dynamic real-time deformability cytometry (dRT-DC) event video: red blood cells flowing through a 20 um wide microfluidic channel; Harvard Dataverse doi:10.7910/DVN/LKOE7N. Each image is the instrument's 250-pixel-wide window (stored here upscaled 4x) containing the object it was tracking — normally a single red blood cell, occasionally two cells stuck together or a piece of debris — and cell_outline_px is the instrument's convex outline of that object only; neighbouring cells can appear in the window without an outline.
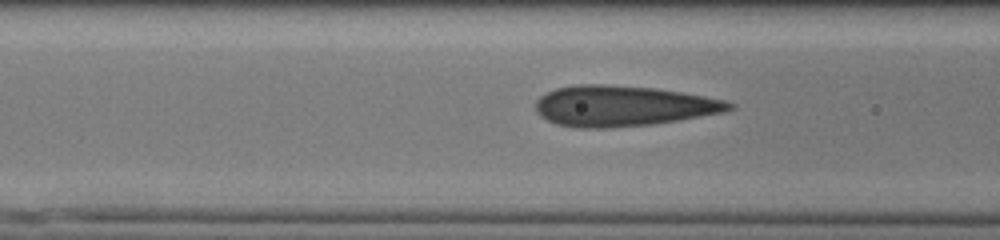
{"species": "human", "species_latin": "Homo sapiens", "temperature_condition": "cold", "stored_images_in_passage": 36, "camera_frame_rate_fps": 3000, "um_per_image_px": 0.085, "donor": {"sex": "male"}, "frame": {"image": 1, "passage_image": 10, "time_ms": 3.0, "image_size_px": [1000, 240], "cell_outline_px": [[736, 108], [724, 112], [680, 120], [652, 124], [612, 128], [576, 128], [556, 124], [540, 116], [536, 112], [536, 100], [540, 96], [556, 88], [580, 84], [600, 84], [652, 88], [680, 92], [704, 96], [724, 100], [736, 104]], "centroid_in_image_um": [52.95, 9.02], "position_along_channel_um": 113.7, "area_um2": 45.84}}
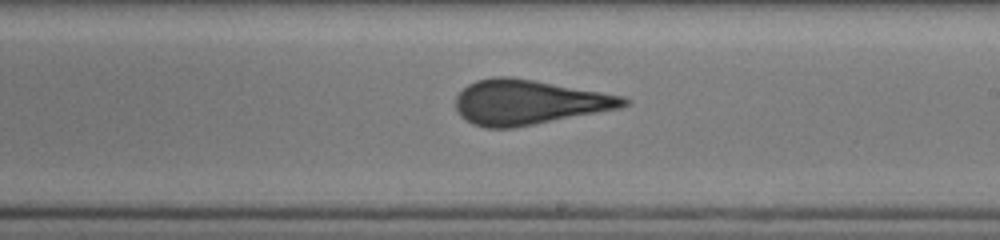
{"frame": {"image": 2, "passage_image": 20, "time_ms": 6.333, "image_size_px": [1000, 240], "cell_outline_px": [[628, 104], [620, 108], [512, 128], [484, 128], [472, 124], [464, 120], [460, 116], [456, 108], [456, 96], [468, 84], [476, 80], [496, 76], [508, 76], [532, 80], [624, 96], [628, 100]], "centroid_in_image_um": [44.88, 8.69], "position_along_channel_um": 244.1, "area_um2": 43.47}}
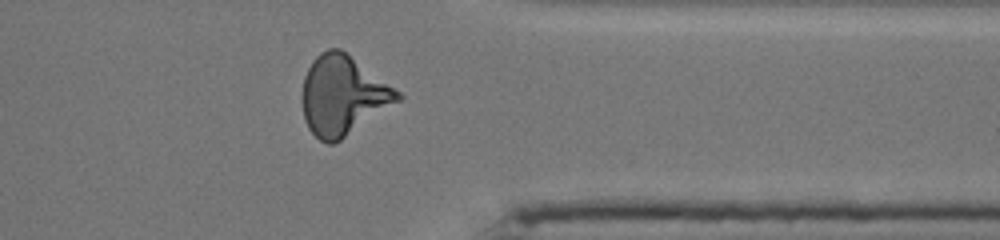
{"frame": {"image": 3, "passage_image": 31, "time_ms": 10.0, "image_size_px": [1000, 240], "cell_outline_px": [[404, 96], [400, 100], [340, 140], [332, 144], [328, 144], [320, 140], [308, 128], [304, 120], [300, 96], [304, 76], [312, 60], [320, 52], [328, 48], [340, 48], [400, 92]], "centroid_in_image_um": [29.09, 8.11], "position_along_channel_um": 382.3, "area_um2": 43.99}}